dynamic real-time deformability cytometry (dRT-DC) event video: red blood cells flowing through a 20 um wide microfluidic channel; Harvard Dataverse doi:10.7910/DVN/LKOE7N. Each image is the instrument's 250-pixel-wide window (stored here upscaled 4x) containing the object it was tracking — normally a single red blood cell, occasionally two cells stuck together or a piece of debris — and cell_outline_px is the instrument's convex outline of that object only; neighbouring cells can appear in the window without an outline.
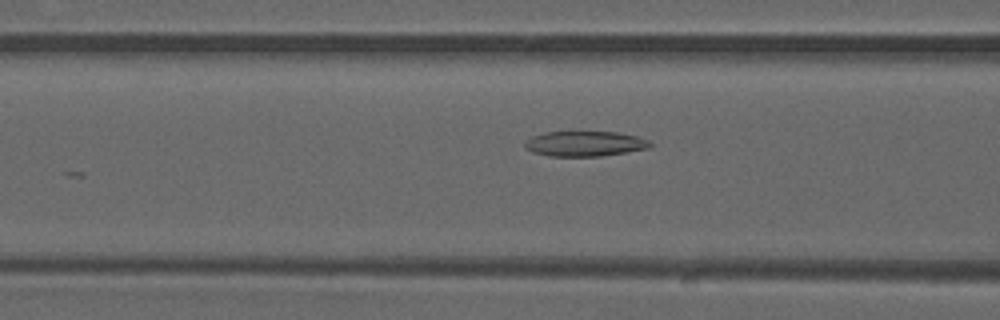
{"species": "common noctule bat (a hibernating species)", "species_latin": "Nyctalus noctula", "temperature_condition": "warm", "stored_images_in_passage": 30, "camera_frame_rate_fps": 3000, "um_per_image_px": 0.085, "animal": {"sex": "male", "forearm_length_mm": 52.5}, "frame": {"image": 1, "passage_image": 20, "time_ms": 6.333, "image_size_px": [1000, 320], "cell_outline_px": [[652, 144], [648, 148], [600, 156], [548, 156], [532, 152], [524, 148], [524, 140], [532, 136], [544, 132], [616, 132], [636, 136], [648, 140]], "centroid_in_image_um": [49.63, 12.21], "position_along_channel_um": 117.0, "area_um2": 18.32}}
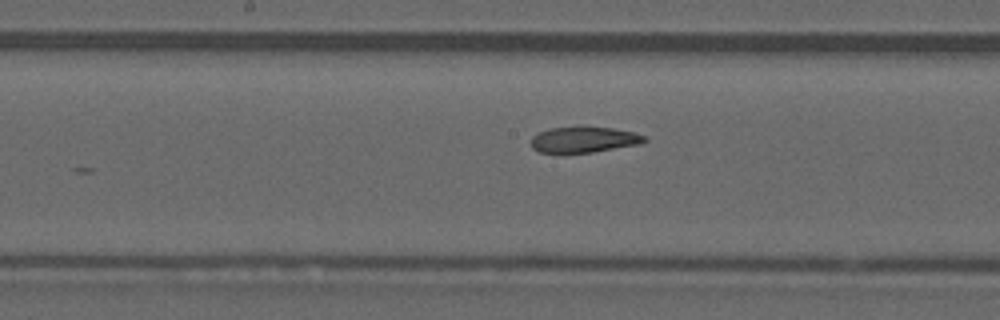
{"frame": {"image": 2, "passage_image": 26, "time_ms": 8.333, "image_size_px": [1000, 320], "cell_outline_px": [[648, 140], [640, 144], [592, 152], [540, 152], [532, 148], [532, 136], [548, 128], [612, 128], [632, 132], [644, 136]], "centroid_in_image_um": [49.64, 11.88], "position_along_channel_um": 198.6, "area_um2": 16.47}}
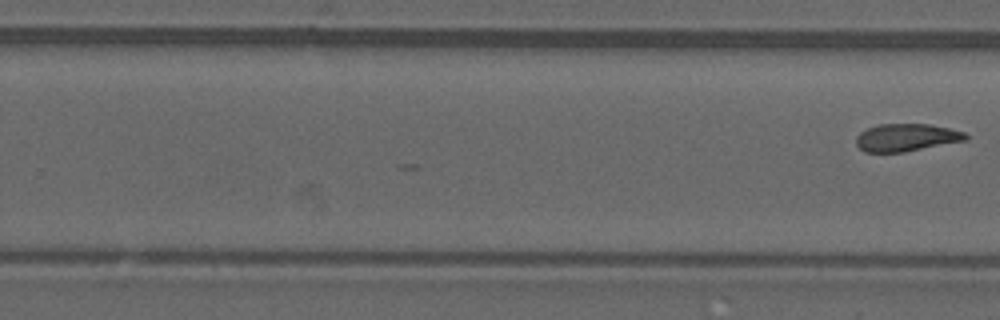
{"frame": {"image": 3, "passage_image": 30, "time_ms": 9.667, "image_size_px": [1000, 320], "cell_outline_px": [[968, 136], [964, 140], [904, 152], [864, 152], [856, 144], [856, 136], [860, 132], [868, 128], [880, 124], [928, 124], [948, 128], [964, 132]], "centroid_in_image_um": [76.99, 11.69], "position_along_channel_um": 252.8, "area_um2": 17.34}}